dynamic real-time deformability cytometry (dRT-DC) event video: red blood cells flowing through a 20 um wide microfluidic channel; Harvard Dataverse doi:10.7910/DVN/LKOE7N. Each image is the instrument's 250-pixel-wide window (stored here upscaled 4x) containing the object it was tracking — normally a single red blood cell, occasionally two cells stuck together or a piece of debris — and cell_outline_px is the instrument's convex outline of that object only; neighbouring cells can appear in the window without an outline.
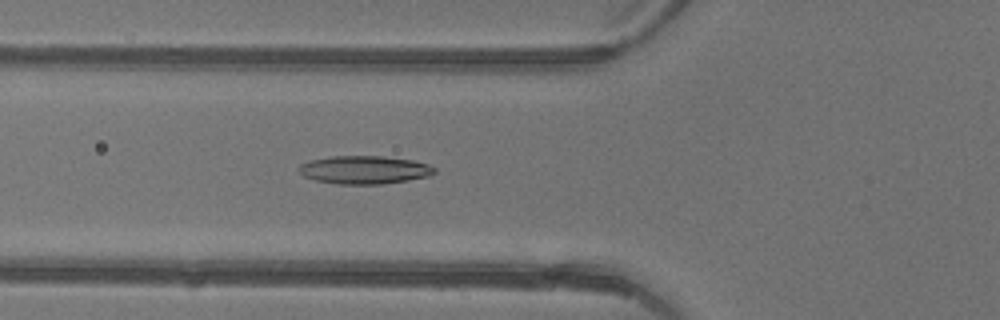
{"species": "common noctule bat (a hibernating species)", "species_latin": "Nyctalus noctula", "temperature_condition": "warm", "stored_images_in_passage": 43, "camera_frame_rate_fps": 3000, "um_per_image_px": 0.085, "animal": {"sex": "female"}, "frame": {"image": 1, "passage_image": 14, "time_ms": 4.333, "image_size_px": [1000, 320], "cell_outline_px": [[436, 172], [428, 176], [408, 180], [384, 184], [336, 184], [316, 180], [304, 176], [296, 168], [300, 164], [308, 160], [332, 156], [380, 156], [412, 160], [428, 164], [436, 168]], "centroid_in_image_um": [30.95, 14.43], "position_along_channel_um": 94.9, "area_um2": 22.31}}
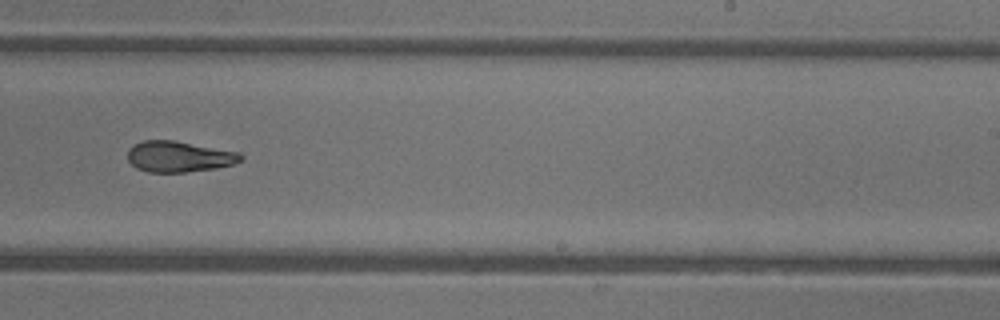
{"frame": {"image": 2, "passage_image": 26, "time_ms": 8.333, "image_size_px": [1000, 320], "cell_outline_px": [[244, 160], [232, 164], [216, 168], [184, 172], [148, 172], [136, 168], [128, 160], [128, 148], [132, 144], [144, 140], [172, 140], [240, 152], [244, 156]], "centroid_in_image_um": [15.21, 13.3], "position_along_channel_um": 273.8, "area_um2": 20.46}}
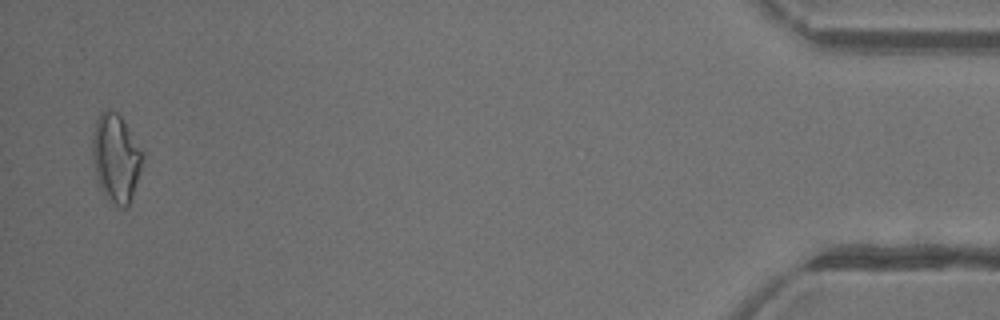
{"frame": {"image": 3, "passage_image": 42, "time_ms": 13.667, "image_size_px": [1000, 320], "cell_outline_px": [[144, 160], [132, 196], [128, 204], [124, 208], [116, 204], [100, 188], [96, 172], [92, 152], [92, 140], [96, 120], [100, 112], [116, 112], [120, 116], [144, 152]], "centroid_in_image_um": [9.88, 13.41], "position_along_channel_um": 425.3, "area_um2": 25.03}, "authors_computed_cell_mechanics": {"area_um2": 21.5594, "velocity_mm_per_s": 4.4633, "shape_relaxation_time_tau1_ms": null, "shape_relaxation_time_tau2_ms": 4.5339, "deformation_change_tau1": null, "deformation_change_tau2": 0.1458}}